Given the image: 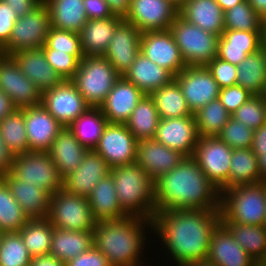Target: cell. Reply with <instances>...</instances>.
<instances>
[{
  "instance_id": "1",
  "label": "cell",
  "mask_w": 266,
  "mask_h": 266,
  "mask_svg": "<svg viewBox=\"0 0 266 266\" xmlns=\"http://www.w3.org/2000/svg\"><path fill=\"white\" fill-rule=\"evenodd\" d=\"M221 223L220 211L171 210L156 212L152 231L178 266L206 259L212 232Z\"/></svg>"
},
{
  "instance_id": "2",
  "label": "cell",
  "mask_w": 266,
  "mask_h": 266,
  "mask_svg": "<svg viewBox=\"0 0 266 266\" xmlns=\"http://www.w3.org/2000/svg\"><path fill=\"white\" fill-rule=\"evenodd\" d=\"M156 212L163 210L220 211L221 192L192 157L154 181Z\"/></svg>"
},
{
  "instance_id": "3",
  "label": "cell",
  "mask_w": 266,
  "mask_h": 266,
  "mask_svg": "<svg viewBox=\"0 0 266 266\" xmlns=\"http://www.w3.org/2000/svg\"><path fill=\"white\" fill-rule=\"evenodd\" d=\"M145 226L153 229V219L128 215L96 222L94 246L108 259L110 266H143L140 257L147 240L143 234Z\"/></svg>"
},
{
  "instance_id": "4",
  "label": "cell",
  "mask_w": 266,
  "mask_h": 266,
  "mask_svg": "<svg viewBox=\"0 0 266 266\" xmlns=\"http://www.w3.org/2000/svg\"><path fill=\"white\" fill-rule=\"evenodd\" d=\"M122 209L133 216L153 219L156 213L154 180L137 164L110 170Z\"/></svg>"
},
{
  "instance_id": "5",
  "label": "cell",
  "mask_w": 266,
  "mask_h": 266,
  "mask_svg": "<svg viewBox=\"0 0 266 266\" xmlns=\"http://www.w3.org/2000/svg\"><path fill=\"white\" fill-rule=\"evenodd\" d=\"M266 181L235 185L221 192V223L263 225Z\"/></svg>"
},
{
  "instance_id": "6",
  "label": "cell",
  "mask_w": 266,
  "mask_h": 266,
  "mask_svg": "<svg viewBox=\"0 0 266 266\" xmlns=\"http://www.w3.org/2000/svg\"><path fill=\"white\" fill-rule=\"evenodd\" d=\"M120 77L104 56H84L71 81L90 107H99Z\"/></svg>"
},
{
  "instance_id": "7",
  "label": "cell",
  "mask_w": 266,
  "mask_h": 266,
  "mask_svg": "<svg viewBox=\"0 0 266 266\" xmlns=\"http://www.w3.org/2000/svg\"><path fill=\"white\" fill-rule=\"evenodd\" d=\"M169 30L187 66H206L217 57L218 35L202 30L180 15Z\"/></svg>"
},
{
  "instance_id": "8",
  "label": "cell",
  "mask_w": 266,
  "mask_h": 266,
  "mask_svg": "<svg viewBox=\"0 0 266 266\" xmlns=\"http://www.w3.org/2000/svg\"><path fill=\"white\" fill-rule=\"evenodd\" d=\"M47 219L54 228L72 231H93L96 224L88 197L63 188L51 195Z\"/></svg>"
},
{
  "instance_id": "9",
  "label": "cell",
  "mask_w": 266,
  "mask_h": 266,
  "mask_svg": "<svg viewBox=\"0 0 266 266\" xmlns=\"http://www.w3.org/2000/svg\"><path fill=\"white\" fill-rule=\"evenodd\" d=\"M50 28V12L42 1L31 12L17 19L0 54L10 56L20 50L41 48L46 43Z\"/></svg>"
},
{
  "instance_id": "10",
  "label": "cell",
  "mask_w": 266,
  "mask_h": 266,
  "mask_svg": "<svg viewBox=\"0 0 266 266\" xmlns=\"http://www.w3.org/2000/svg\"><path fill=\"white\" fill-rule=\"evenodd\" d=\"M10 173L23 183L36 184L51 195L63 188V178L47 151H26L14 156Z\"/></svg>"
},
{
  "instance_id": "11",
  "label": "cell",
  "mask_w": 266,
  "mask_h": 266,
  "mask_svg": "<svg viewBox=\"0 0 266 266\" xmlns=\"http://www.w3.org/2000/svg\"><path fill=\"white\" fill-rule=\"evenodd\" d=\"M232 150L218 136L198 138L192 158L218 189L228 182Z\"/></svg>"
},
{
  "instance_id": "12",
  "label": "cell",
  "mask_w": 266,
  "mask_h": 266,
  "mask_svg": "<svg viewBox=\"0 0 266 266\" xmlns=\"http://www.w3.org/2000/svg\"><path fill=\"white\" fill-rule=\"evenodd\" d=\"M138 140L125 124L108 123L94 151L113 167L136 163Z\"/></svg>"
},
{
  "instance_id": "13",
  "label": "cell",
  "mask_w": 266,
  "mask_h": 266,
  "mask_svg": "<svg viewBox=\"0 0 266 266\" xmlns=\"http://www.w3.org/2000/svg\"><path fill=\"white\" fill-rule=\"evenodd\" d=\"M0 90L16 109L41 104L42 93L20 70L11 56L0 54Z\"/></svg>"
},
{
  "instance_id": "14",
  "label": "cell",
  "mask_w": 266,
  "mask_h": 266,
  "mask_svg": "<svg viewBox=\"0 0 266 266\" xmlns=\"http://www.w3.org/2000/svg\"><path fill=\"white\" fill-rule=\"evenodd\" d=\"M41 104L63 127H69L90 107L71 80L44 91Z\"/></svg>"
},
{
  "instance_id": "15",
  "label": "cell",
  "mask_w": 266,
  "mask_h": 266,
  "mask_svg": "<svg viewBox=\"0 0 266 266\" xmlns=\"http://www.w3.org/2000/svg\"><path fill=\"white\" fill-rule=\"evenodd\" d=\"M174 80L180 86L190 111L194 114L219 97L220 88L206 66H187Z\"/></svg>"
},
{
  "instance_id": "16",
  "label": "cell",
  "mask_w": 266,
  "mask_h": 266,
  "mask_svg": "<svg viewBox=\"0 0 266 266\" xmlns=\"http://www.w3.org/2000/svg\"><path fill=\"white\" fill-rule=\"evenodd\" d=\"M179 15V9L169 0H131V7L124 19L142 33L169 30Z\"/></svg>"
},
{
  "instance_id": "17",
  "label": "cell",
  "mask_w": 266,
  "mask_h": 266,
  "mask_svg": "<svg viewBox=\"0 0 266 266\" xmlns=\"http://www.w3.org/2000/svg\"><path fill=\"white\" fill-rule=\"evenodd\" d=\"M140 52L174 76L187 67L170 30L143 32Z\"/></svg>"
},
{
  "instance_id": "18",
  "label": "cell",
  "mask_w": 266,
  "mask_h": 266,
  "mask_svg": "<svg viewBox=\"0 0 266 266\" xmlns=\"http://www.w3.org/2000/svg\"><path fill=\"white\" fill-rule=\"evenodd\" d=\"M198 138L195 116H184L160 118L154 140L185 157H192Z\"/></svg>"
},
{
  "instance_id": "19",
  "label": "cell",
  "mask_w": 266,
  "mask_h": 266,
  "mask_svg": "<svg viewBox=\"0 0 266 266\" xmlns=\"http://www.w3.org/2000/svg\"><path fill=\"white\" fill-rule=\"evenodd\" d=\"M142 32L124 19L117 25L104 57L123 76L140 53Z\"/></svg>"
},
{
  "instance_id": "20",
  "label": "cell",
  "mask_w": 266,
  "mask_h": 266,
  "mask_svg": "<svg viewBox=\"0 0 266 266\" xmlns=\"http://www.w3.org/2000/svg\"><path fill=\"white\" fill-rule=\"evenodd\" d=\"M144 96L139 88L121 76L99 108L109 123L125 124Z\"/></svg>"
},
{
  "instance_id": "21",
  "label": "cell",
  "mask_w": 266,
  "mask_h": 266,
  "mask_svg": "<svg viewBox=\"0 0 266 266\" xmlns=\"http://www.w3.org/2000/svg\"><path fill=\"white\" fill-rule=\"evenodd\" d=\"M29 151H48L63 126L42 104L24 108Z\"/></svg>"
},
{
  "instance_id": "22",
  "label": "cell",
  "mask_w": 266,
  "mask_h": 266,
  "mask_svg": "<svg viewBox=\"0 0 266 266\" xmlns=\"http://www.w3.org/2000/svg\"><path fill=\"white\" fill-rule=\"evenodd\" d=\"M110 166L94 150H88L80 165L63 179L67 192L88 197L95 185L110 173Z\"/></svg>"
},
{
  "instance_id": "23",
  "label": "cell",
  "mask_w": 266,
  "mask_h": 266,
  "mask_svg": "<svg viewBox=\"0 0 266 266\" xmlns=\"http://www.w3.org/2000/svg\"><path fill=\"white\" fill-rule=\"evenodd\" d=\"M184 157L179 151L170 149L154 139L138 141L136 163L154 181L171 171Z\"/></svg>"
},
{
  "instance_id": "24",
  "label": "cell",
  "mask_w": 266,
  "mask_h": 266,
  "mask_svg": "<svg viewBox=\"0 0 266 266\" xmlns=\"http://www.w3.org/2000/svg\"><path fill=\"white\" fill-rule=\"evenodd\" d=\"M10 56L18 64L21 72L36 85L41 93L63 81L48 63L42 48L20 50Z\"/></svg>"
},
{
  "instance_id": "25",
  "label": "cell",
  "mask_w": 266,
  "mask_h": 266,
  "mask_svg": "<svg viewBox=\"0 0 266 266\" xmlns=\"http://www.w3.org/2000/svg\"><path fill=\"white\" fill-rule=\"evenodd\" d=\"M207 258L218 266H255L256 263L222 223L212 232Z\"/></svg>"
},
{
  "instance_id": "26",
  "label": "cell",
  "mask_w": 266,
  "mask_h": 266,
  "mask_svg": "<svg viewBox=\"0 0 266 266\" xmlns=\"http://www.w3.org/2000/svg\"><path fill=\"white\" fill-rule=\"evenodd\" d=\"M1 178L29 219L47 218L51 198L48 191L36 186V184L23 183L11 173Z\"/></svg>"
},
{
  "instance_id": "27",
  "label": "cell",
  "mask_w": 266,
  "mask_h": 266,
  "mask_svg": "<svg viewBox=\"0 0 266 266\" xmlns=\"http://www.w3.org/2000/svg\"><path fill=\"white\" fill-rule=\"evenodd\" d=\"M261 49V31L224 30L218 39L217 57L238 66Z\"/></svg>"
},
{
  "instance_id": "28",
  "label": "cell",
  "mask_w": 266,
  "mask_h": 266,
  "mask_svg": "<svg viewBox=\"0 0 266 266\" xmlns=\"http://www.w3.org/2000/svg\"><path fill=\"white\" fill-rule=\"evenodd\" d=\"M47 152L64 179L77 169L88 149L77 140L68 127H63Z\"/></svg>"
},
{
  "instance_id": "29",
  "label": "cell",
  "mask_w": 266,
  "mask_h": 266,
  "mask_svg": "<svg viewBox=\"0 0 266 266\" xmlns=\"http://www.w3.org/2000/svg\"><path fill=\"white\" fill-rule=\"evenodd\" d=\"M123 77L139 88L145 95L170 84L174 75L164 67L155 64L141 52Z\"/></svg>"
},
{
  "instance_id": "30",
  "label": "cell",
  "mask_w": 266,
  "mask_h": 266,
  "mask_svg": "<svg viewBox=\"0 0 266 266\" xmlns=\"http://www.w3.org/2000/svg\"><path fill=\"white\" fill-rule=\"evenodd\" d=\"M179 15L204 31L221 36L224 28V11L216 0H187Z\"/></svg>"
},
{
  "instance_id": "31",
  "label": "cell",
  "mask_w": 266,
  "mask_h": 266,
  "mask_svg": "<svg viewBox=\"0 0 266 266\" xmlns=\"http://www.w3.org/2000/svg\"><path fill=\"white\" fill-rule=\"evenodd\" d=\"M89 205L94 220H116L125 218L128 214L119 204L116 188L111 173L103 177L88 196Z\"/></svg>"
},
{
  "instance_id": "32",
  "label": "cell",
  "mask_w": 266,
  "mask_h": 266,
  "mask_svg": "<svg viewBox=\"0 0 266 266\" xmlns=\"http://www.w3.org/2000/svg\"><path fill=\"white\" fill-rule=\"evenodd\" d=\"M122 20L118 16L88 20L79 32L83 55L104 56L114 31Z\"/></svg>"
},
{
  "instance_id": "33",
  "label": "cell",
  "mask_w": 266,
  "mask_h": 266,
  "mask_svg": "<svg viewBox=\"0 0 266 266\" xmlns=\"http://www.w3.org/2000/svg\"><path fill=\"white\" fill-rule=\"evenodd\" d=\"M93 246V231H72L53 227L49 254L66 264Z\"/></svg>"
},
{
  "instance_id": "34",
  "label": "cell",
  "mask_w": 266,
  "mask_h": 266,
  "mask_svg": "<svg viewBox=\"0 0 266 266\" xmlns=\"http://www.w3.org/2000/svg\"><path fill=\"white\" fill-rule=\"evenodd\" d=\"M50 12L51 27L79 33L88 21L83 0H43Z\"/></svg>"
},
{
  "instance_id": "35",
  "label": "cell",
  "mask_w": 266,
  "mask_h": 266,
  "mask_svg": "<svg viewBox=\"0 0 266 266\" xmlns=\"http://www.w3.org/2000/svg\"><path fill=\"white\" fill-rule=\"evenodd\" d=\"M264 181L259 173L257 156L251 148L233 149L228 182L220 189L241 184H256Z\"/></svg>"
},
{
  "instance_id": "36",
  "label": "cell",
  "mask_w": 266,
  "mask_h": 266,
  "mask_svg": "<svg viewBox=\"0 0 266 266\" xmlns=\"http://www.w3.org/2000/svg\"><path fill=\"white\" fill-rule=\"evenodd\" d=\"M149 96L153 99L161 119L194 116L187 105L180 86L175 80L156 89Z\"/></svg>"
},
{
  "instance_id": "37",
  "label": "cell",
  "mask_w": 266,
  "mask_h": 266,
  "mask_svg": "<svg viewBox=\"0 0 266 266\" xmlns=\"http://www.w3.org/2000/svg\"><path fill=\"white\" fill-rule=\"evenodd\" d=\"M108 123L99 107H89L68 128L84 147L94 150Z\"/></svg>"
},
{
  "instance_id": "38",
  "label": "cell",
  "mask_w": 266,
  "mask_h": 266,
  "mask_svg": "<svg viewBox=\"0 0 266 266\" xmlns=\"http://www.w3.org/2000/svg\"><path fill=\"white\" fill-rule=\"evenodd\" d=\"M160 117L153 99L145 95L133 109L125 125L138 141L154 139Z\"/></svg>"
},
{
  "instance_id": "39",
  "label": "cell",
  "mask_w": 266,
  "mask_h": 266,
  "mask_svg": "<svg viewBox=\"0 0 266 266\" xmlns=\"http://www.w3.org/2000/svg\"><path fill=\"white\" fill-rule=\"evenodd\" d=\"M266 80V51L249 54L237 66V85L253 95H261Z\"/></svg>"
},
{
  "instance_id": "40",
  "label": "cell",
  "mask_w": 266,
  "mask_h": 266,
  "mask_svg": "<svg viewBox=\"0 0 266 266\" xmlns=\"http://www.w3.org/2000/svg\"><path fill=\"white\" fill-rule=\"evenodd\" d=\"M235 241L255 260L266 258V228L263 225L222 223Z\"/></svg>"
},
{
  "instance_id": "41",
  "label": "cell",
  "mask_w": 266,
  "mask_h": 266,
  "mask_svg": "<svg viewBox=\"0 0 266 266\" xmlns=\"http://www.w3.org/2000/svg\"><path fill=\"white\" fill-rule=\"evenodd\" d=\"M18 232L32 257L49 254L53 226L47 218L29 219Z\"/></svg>"
},
{
  "instance_id": "42",
  "label": "cell",
  "mask_w": 266,
  "mask_h": 266,
  "mask_svg": "<svg viewBox=\"0 0 266 266\" xmlns=\"http://www.w3.org/2000/svg\"><path fill=\"white\" fill-rule=\"evenodd\" d=\"M0 135L14 156L29 151L24 108L15 109L11 114L0 120Z\"/></svg>"
},
{
  "instance_id": "43",
  "label": "cell",
  "mask_w": 266,
  "mask_h": 266,
  "mask_svg": "<svg viewBox=\"0 0 266 266\" xmlns=\"http://www.w3.org/2000/svg\"><path fill=\"white\" fill-rule=\"evenodd\" d=\"M198 137L218 136L231 118L219 99L210 101L194 113Z\"/></svg>"
},
{
  "instance_id": "44",
  "label": "cell",
  "mask_w": 266,
  "mask_h": 266,
  "mask_svg": "<svg viewBox=\"0 0 266 266\" xmlns=\"http://www.w3.org/2000/svg\"><path fill=\"white\" fill-rule=\"evenodd\" d=\"M29 220L0 177V230L3 233L18 232Z\"/></svg>"
},
{
  "instance_id": "45",
  "label": "cell",
  "mask_w": 266,
  "mask_h": 266,
  "mask_svg": "<svg viewBox=\"0 0 266 266\" xmlns=\"http://www.w3.org/2000/svg\"><path fill=\"white\" fill-rule=\"evenodd\" d=\"M29 254L19 232L2 233L0 238V266H30Z\"/></svg>"
},
{
  "instance_id": "46",
  "label": "cell",
  "mask_w": 266,
  "mask_h": 266,
  "mask_svg": "<svg viewBox=\"0 0 266 266\" xmlns=\"http://www.w3.org/2000/svg\"><path fill=\"white\" fill-rule=\"evenodd\" d=\"M261 19L245 0L224 12V28L237 31H261Z\"/></svg>"
},
{
  "instance_id": "47",
  "label": "cell",
  "mask_w": 266,
  "mask_h": 266,
  "mask_svg": "<svg viewBox=\"0 0 266 266\" xmlns=\"http://www.w3.org/2000/svg\"><path fill=\"white\" fill-rule=\"evenodd\" d=\"M231 117L250 129L257 130L260 126L266 124V104L261 95H253Z\"/></svg>"
},
{
  "instance_id": "48",
  "label": "cell",
  "mask_w": 266,
  "mask_h": 266,
  "mask_svg": "<svg viewBox=\"0 0 266 266\" xmlns=\"http://www.w3.org/2000/svg\"><path fill=\"white\" fill-rule=\"evenodd\" d=\"M218 137L231 149L251 148L254 130L231 117Z\"/></svg>"
},
{
  "instance_id": "49",
  "label": "cell",
  "mask_w": 266,
  "mask_h": 266,
  "mask_svg": "<svg viewBox=\"0 0 266 266\" xmlns=\"http://www.w3.org/2000/svg\"><path fill=\"white\" fill-rule=\"evenodd\" d=\"M41 48L48 63L63 80H71L74 77L80 61L84 58V55H69L66 52H56V50L50 49L46 44Z\"/></svg>"
},
{
  "instance_id": "50",
  "label": "cell",
  "mask_w": 266,
  "mask_h": 266,
  "mask_svg": "<svg viewBox=\"0 0 266 266\" xmlns=\"http://www.w3.org/2000/svg\"><path fill=\"white\" fill-rule=\"evenodd\" d=\"M56 52H66L69 55H83L79 33L57 28H50L45 43Z\"/></svg>"
},
{
  "instance_id": "51",
  "label": "cell",
  "mask_w": 266,
  "mask_h": 266,
  "mask_svg": "<svg viewBox=\"0 0 266 266\" xmlns=\"http://www.w3.org/2000/svg\"><path fill=\"white\" fill-rule=\"evenodd\" d=\"M206 67L211 72L220 89L237 85V66L215 57Z\"/></svg>"
},
{
  "instance_id": "52",
  "label": "cell",
  "mask_w": 266,
  "mask_h": 266,
  "mask_svg": "<svg viewBox=\"0 0 266 266\" xmlns=\"http://www.w3.org/2000/svg\"><path fill=\"white\" fill-rule=\"evenodd\" d=\"M253 94L239 85L220 89L219 97L221 104L232 115L241 105L247 102Z\"/></svg>"
},
{
  "instance_id": "53",
  "label": "cell",
  "mask_w": 266,
  "mask_h": 266,
  "mask_svg": "<svg viewBox=\"0 0 266 266\" xmlns=\"http://www.w3.org/2000/svg\"><path fill=\"white\" fill-rule=\"evenodd\" d=\"M17 19L12 7L0 0V49L9 41Z\"/></svg>"
},
{
  "instance_id": "54",
  "label": "cell",
  "mask_w": 266,
  "mask_h": 266,
  "mask_svg": "<svg viewBox=\"0 0 266 266\" xmlns=\"http://www.w3.org/2000/svg\"><path fill=\"white\" fill-rule=\"evenodd\" d=\"M65 266H110L108 259L95 247L69 260Z\"/></svg>"
},
{
  "instance_id": "55",
  "label": "cell",
  "mask_w": 266,
  "mask_h": 266,
  "mask_svg": "<svg viewBox=\"0 0 266 266\" xmlns=\"http://www.w3.org/2000/svg\"><path fill=\"white\" fill-rule=\"evenodd\" d=\"M83 5L88 20L106 19L114 16L105 0H83Z\"/></svg>"
},
{
  "instance_id": "56",
  "label": "cell",
  "mask_w": 266,
  "mask_h": 266,
  "mask_svg": "<svg viewBox=\"0 0 266 266\" xmlns=\"http://www.w3.org/2000/svg\"><path fill=\"white\" fill-rule=\"evenodd\" d=\"M12 7L17 17H23L37 7L43 0H1Z\"/></svg>"
},
{
  "instance_id": "57",
  "label": "cell",
  "mask_w": 266,
  "mask_h": 266,
  "mask_svg": "<svg viewBox=\"0 0 266 266\" xmlns=\"http://www.w3.org/2000/svg\"><path fill=\"white\" fill-rule=\"evenodd\" d=\"M14 155L10 152L0 135V177L11 172Z\"/></svg>"
},
{
  "instance_id": "58",
  "label": "cell",
  "mask_w": 266,
  "mask_h": 266,
  "mask_svg": "<svg viewBox=\"0 0 266 266\" xmlns=\"http://www.w3.org/2000/svg\"><path fill=\"white\" fill-rule=\"evenodd\" d=\"M114 16L125 19L131 7V0H105Z\"/></svg>"
},
{
  "instance_id": "59",
  "label": "cell",
  "mask_w": 266,
  "mask_h": 266,
  "mask_svg": "<svg viewBox=\"0 0 266 266\" xmlns=\"http://www.w3.org/2000/svg\"><path fill=\"white\" fill-rule=\"evenodd\" d=\"M251 150L266 151V124L254 130Z\"/></svg>"
},
{
  "instance_id": "60",
  "label": "cell",
  "mask_w": 266,
  "mask_h": 266,
  "mask_svg": "<svg viewBox=\"0 0 266 266\" xmlns=\"http://www.w3.org/2000/svg\"><path fill=\"white\" fill-rule=\"evenodd\" d=\"M30 266H65V263L51 254L32 257Z\"/></svg>"
},
{
  "instance_id": "61",
  "label": "cell",
  "mask_w": 266,
  "mask_h": 266,
  "mask_svg": "<svg viewBox=\"0 0 266 266\" xmlns=\"http://www.w3.org/2000/svg\"><path fill=\"white\" fill-rule=\"evenodd\" d=\"M15 109L10 98L0 90V120L11 114Z\"/></svg>"
},
{
  "instance_id": "62",
  "label": "cell",
  "mask_w": 266,
  "mask_h": 266,
  "mask_svg": "<svg viewBox=\"0 0 266 266\" xmlns=\"http://www.w3.org/2000/svg\"><path fill=\"white\" fill-rule=\"evenodd\" d=\"M257 156L258 169L261 178L266 181V151H253Z\"/></svg>"
},
{
  "instance_id": "63",
  "label": "cell",
  "mask_w": 266,
  "mask_h": 266,
  "mask_svg": "<svg viewBox=\"0 0 266 266\" xmlns=\"http://www.w3.org/2000/svg\"><path fill=\"white\" fill-rule=\"evenodd\" d=\"M247 1L261 18L266 16V0H247Z\"/></svg>"
},
{
  "instance_id": "64",
  "label": "cell",
  "mask_w": 266,
  "mask_h": 266,
  "mask_svg": "<svg viewBox=\"0 0 266 266\" xmlns=\"http://www.w3.org/2000/svg\"><path fill=\"white\" fill-rule=\"evenodd\" d=\"M243 1L245 0H216L218 5L222 8L224 12L233 8L234 6H236L237 4Z\"/></svg>"
},
{
  "instance_id": "65",
  "label": "cell",
  "mask_w": 266,
  "mask_h": 266,
  "mask_svg": "<svg viewBox=\"0 0 266 266\" xmlns=\"http://www.w3.org/2000/svg\"><path fill=\"white\" fill-rule=\"evenodd\" d=\"M261 48L266 51V16L261 19Z\"/></svg>"
},
{
  "instance_id": "66",
  "label": "cell",
  "mask_w": 266,
  "mask_h": 266,
  "mask_svg": "<svg viewBox=\"0 0 266 266\" xmlns=\"http://www.w3.org/2000/svg\"><path fill=\"white\" fill-rule=\"evenodd\" d=\"M185 266H218L216 263H213L211 260L208 258L206 259H200L196 261H192Z\"/></svg>"
},
{
  "instance_id": "67",
  "label": "cell",
  "mask_w": 266,
  "mask_h": 266,
  "mask_svg": "<svg viewBox=\"0 0 266 266\" xmlns=\"http://www.w3.org/2000/svg\"><path fill=\"white\" fill-rule=\"evenodd\" d=\"M174 6H176L177 9H180L187 0H169Z\"/></svg>"
},
{
  "instance_id": "68",
  "label": "cell",
  "mask_w": 266,
  "mask_h": 266,
  "mask_svg": "<svg viewBox=\"0 0 266 266\" xmlns=\"http://www.w3.org/2000/svg\"><path fill=\"white\" fill-rule=\"evenodd\" d=\"M261 97H262L263 101L266 104V80L264 82V86H263V90H262V93H261Z\"/></svg>"
},
{
  "instance_id": "69",
  "label": "cell",
  "mask_w": 266,
  "mask_h": 266,
  "mask_svg": "<svg viewBox=\"0 0 266 266\" xmlns=\"http://www.w3.org/2000/svg\"><path fill=\"white\" fill-rule=\"evenodd\" d=\"M255 266H266V258L256 261Z\"/></svg>"
},
{
  "instance_id": "70",
  "label": "cell",
  "mask_w": 266,
  "mask_h": 266,
  "mask_svg": "<svg viewBox=\"0 0 266 266\" xmlns=\"http://www.w3.org/2000/svg\"><path fill=\"white\" fill-rule=\"evenodd\" d=\"M263 226L266 228V210H265V214H264V222H263Z\"/></svg>"
}]
</instances>
